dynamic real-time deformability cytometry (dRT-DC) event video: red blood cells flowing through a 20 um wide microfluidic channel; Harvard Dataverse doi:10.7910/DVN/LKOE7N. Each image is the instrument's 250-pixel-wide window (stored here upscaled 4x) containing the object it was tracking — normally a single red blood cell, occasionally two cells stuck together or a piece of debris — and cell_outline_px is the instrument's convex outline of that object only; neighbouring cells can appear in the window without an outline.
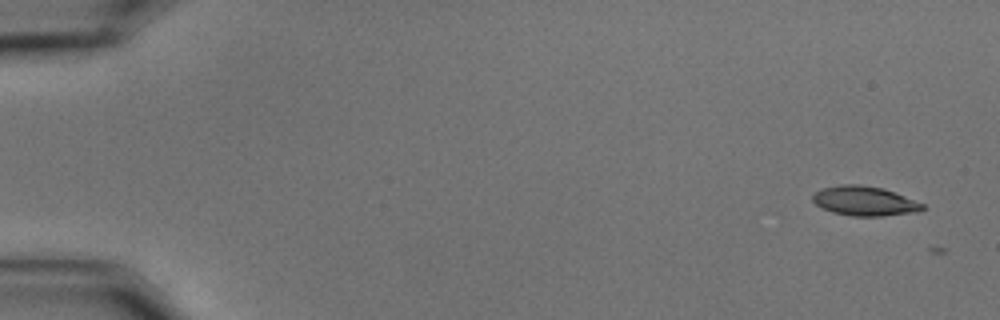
{"species": "common noctule bat (a hibernating species)", "species_latin": "Nyctalus noctula", "temperature_condition": "cold", "stored_images_in_passage": 2, "camera_frame_rate_fps": 3000, "um_per_image_px": 0.085, "animal": {"sex": "male", "body_mass_g": 15.6}, "frame": {"image": 1, "passage_image": 1, "time_ms": 0.0, "image_size_px": [1000, 320], "cell_outline_px": [[924, 208], [920, 212], [884, 216], [852, 216], [832, 212], [816, 204], [812, 200], [812, 196], [816, 192], [824, 188], [840, 184], [860, 184], [884, 188], [924, 204]], "centroid_in_image_um": [73.51, 17.09], "position_along_channel_um": 11.5, "area_um2": 18.9}}